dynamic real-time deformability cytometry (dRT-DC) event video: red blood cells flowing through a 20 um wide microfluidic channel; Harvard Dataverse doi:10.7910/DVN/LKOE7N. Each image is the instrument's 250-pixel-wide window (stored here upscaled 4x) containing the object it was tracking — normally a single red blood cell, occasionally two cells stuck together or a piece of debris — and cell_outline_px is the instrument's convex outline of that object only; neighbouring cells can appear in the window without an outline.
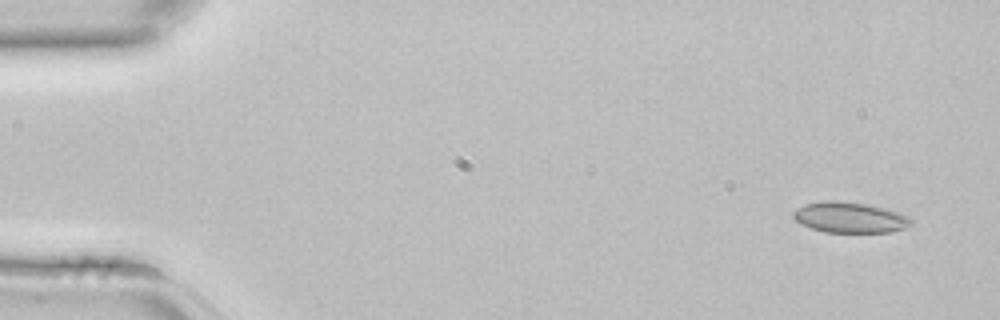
{"species": "common noctule bat (a hibernating species)", "species_latin": "Nyctalus noctula", "temperature_condition": "room temperature", "stored_images_in_passage": 4, "camera_frame_rate_fps": 3000, "um_per_image_px": 0.085, "animal": {"sex": "female", "body_mass_g": 22.7, "forearm_length_mm": 54.2}, "frame": {"image": 1, "passage_image": 1, "time_ms": 0.0, "image_size_px": [1000, 320], "cell_outline_px": [[912, 224], [904, 228], [892, 232], [824, 232], [800, 224], [792, 216], [792, 212], [796, 208], [804, 204], [820, 200], [840, 200], [864, 204], [884, 208], [900, 212], [908, 216], [912, 220]], "centroid_in_image_um": [72.2, 18.47], "position_along_channel_um": 12.8, "area_um2": 21.27}}
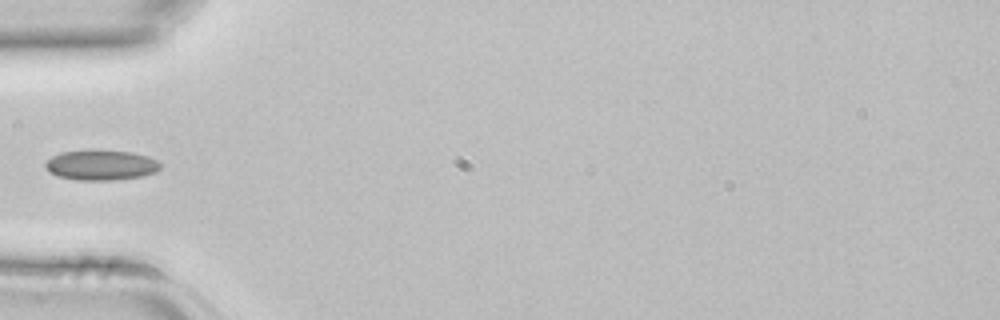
{"frame": {"image": 2, "passage_image": 4, "time_ms": 1.0, "image_size_px": [1000, 320], "cell_outline_px": [[160, 168], [156, 172], [140, 176], [116, 180], [76, 180], [56, 176], [48, 172], [44, 164], [52, 156], [60, 152], [132, 152], [148, 156], [156, 160], [160, 164]], "centroid_in_image_um": [8.57, 14.07], "position_along_channel_um": 76.4, "area_um2": 19.71}}